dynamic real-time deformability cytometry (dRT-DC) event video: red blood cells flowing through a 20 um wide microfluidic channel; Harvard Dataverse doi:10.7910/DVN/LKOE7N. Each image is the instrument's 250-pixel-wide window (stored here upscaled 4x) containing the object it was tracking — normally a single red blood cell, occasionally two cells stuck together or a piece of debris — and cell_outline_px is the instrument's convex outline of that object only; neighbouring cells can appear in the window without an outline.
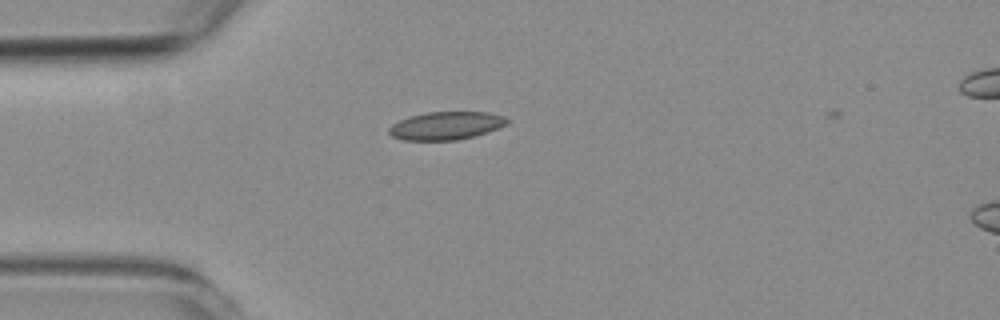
{"species": "common noctule bat (a hibernating species)", "species_latin": "Nyctalus noctula", "temperature_condition": "room temperature", "stored_images_in_passage": 45, "camera_frame_rate_fps": 3000, "um_per_image_px": 0.085, "animal": {"sex": "female", "body_mass_g": 19.3, "forearm_length_mm": 54.1}, "frame": {"image": 1, "passage_image": 4, "time_ms": 1.0, "image_size_px": [1000, 320], "cell_outline_px": [[508, 124], [488, 132], [456, 140], [404, 140], [392, 136], [388, 132], [388, 128], [392, 124], [408, 116], [428, 112], [488, 112], [504, 116], [508, 120]], "centroid_in_image_um": [37.9, 10.68], "position_along_channel_um": 47.1, "area_um2": 19.25}}
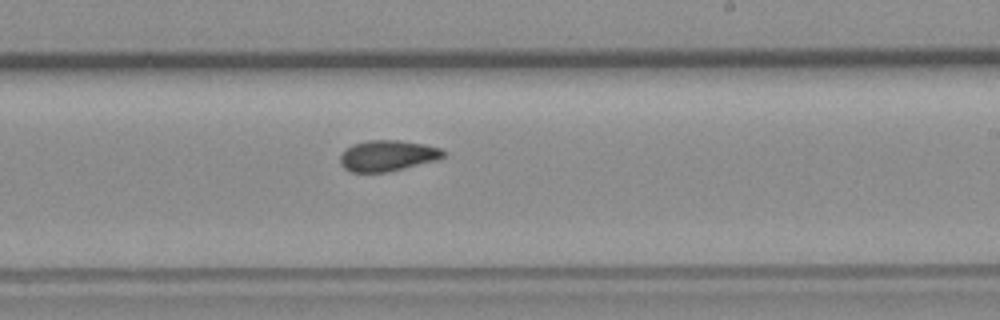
{"frame": {"image": 2, "passage_image": 22, "time_ms": 7.0, "image_size_px": [1000, 320], "cell_outline_px": [[444, 156], [436, 160], [388, 172], [352, 172], [344, 168], [340, 164], [340, 156], [344, 148], [352, 144], [368, 140], [400, 140], [424, 144], [440, 148], [444, 152]], "centroid_in_image_um": [32.89, 13.22], "position_along_channel_um": 256.1, "area_um2": 18.61}}
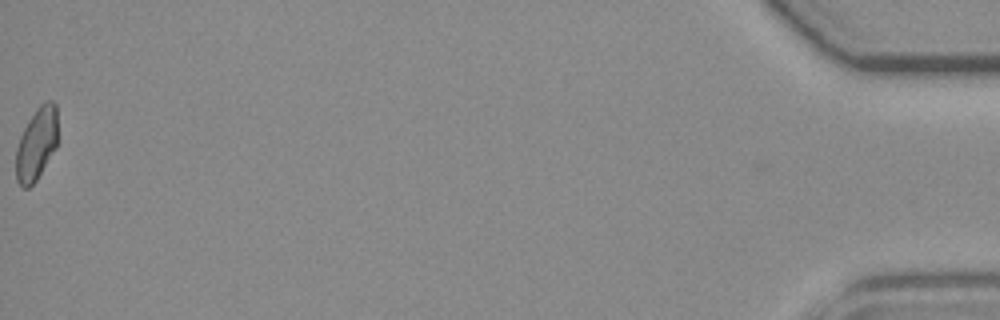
{"frame": {"image": 3, "passage_image": 45, "time_ms": 14.667, "image_size_px": [1000, 320], "cell_outline_px": [[56, 148], [36, 180], [28, 188], [24, 188], [16, 180], [16, 148], [20, 136], [28, 120], [36, 108], [40, 104], [48, 100], [52, 100], [56, 104]], "centroid_in_image_um": [3.09, 12.22], "position_along_channel_um": 432.1, "area_um2": 17.51}, "authors_computed_cell_mechanics": {"area_um2": 18.3804, "velocity_mm_per_s": 3.7159, "shape_relaxation_time_tau1_ms": null, "shape_relaxation_time_tau2_ms": 7.7872, "deformation_change_tau1": null, "deformation_change_tau2": 0.092}}